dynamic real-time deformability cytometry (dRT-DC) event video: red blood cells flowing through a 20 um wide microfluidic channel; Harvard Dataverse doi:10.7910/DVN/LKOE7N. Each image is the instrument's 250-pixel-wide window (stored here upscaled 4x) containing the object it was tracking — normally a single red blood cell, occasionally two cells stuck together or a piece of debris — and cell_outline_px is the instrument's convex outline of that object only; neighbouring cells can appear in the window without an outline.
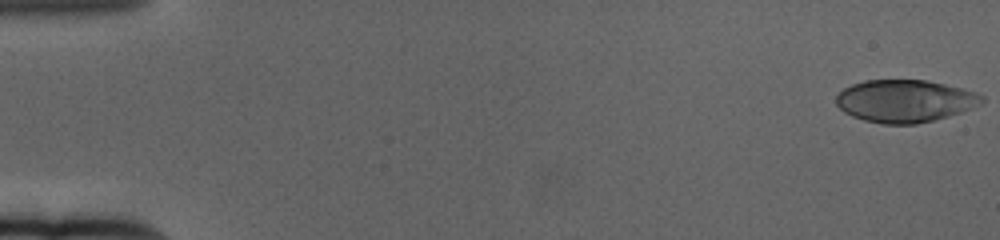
{"species": "human", "species_latin": "Homo sapiens", "temperature_condition": "cold", "stored_images_in_passage": 61, "camera_frame_rate_fps": 3000, "um_per_image_px": 0.085, "donor": {"sex": "female"}, "frame": {"image": 1, "passage_image": 1, "time_ms": 0.0, "image_size_px": [1000, 240], "cell_outline_px": [[984, 104], [948, 116], [916, 124], [884, 124], [864, 120], [852, 116], [844, 112], [836, 104], [836, 96], [844, 88], [852, 84], [864, 80], [924, 80], [944, 84], [976, 92], [984, 96]], "centroid_in_image_um": [76.92, 8.58], "position_along_channel_um": 8.1, "area_um2": 36.01}}
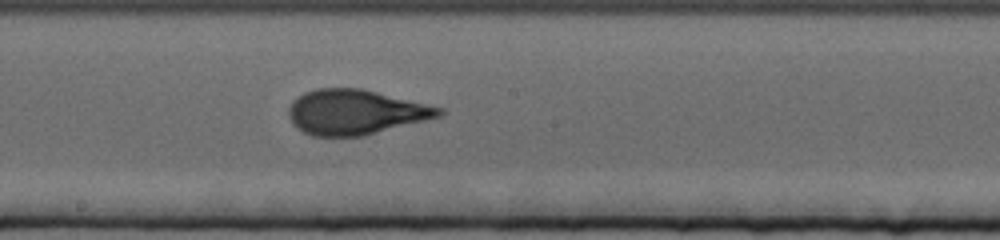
{"frame": {"image": 2, "passage_image": 34, "time_ms": 11.0, "image_size_px": [1000, 240], "cell_outline_px": [[444, 112], [440, 116], [364, 136], [312, 136], [296, 128], [292, 124], [288, 116], [288, 108], [292, 100], [296, 96], [304, 92], [316, 88], [360, 88], [444, 108]], "centroid_in_image_um": [30.15, 9.53], "position_along_channel_um": 218.0, "area_um2": 39.42}}
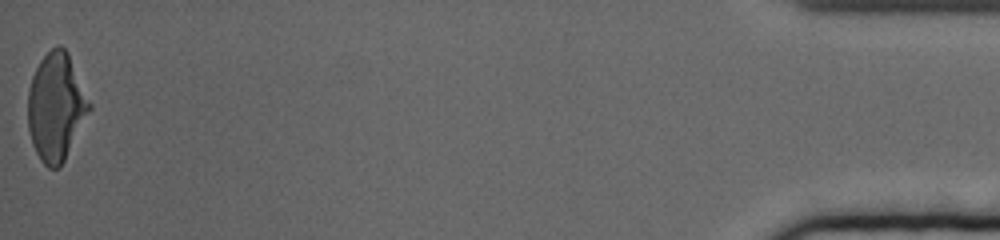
{"frame": {"image": 3, "passage_image": 61, "time_ms": 20.0, "image_size_px": [1000, 240], "cell_outline_px": [[92, 108], [60, 168], [48, 168], [40, 160], [32, 144], [28, 128], [28, 88], [32, 76], [40, 60], [56, 44], [60, 44], [68, 52], [92, 104]], "centroid_in_image_um": [4.77, 9.08], "position_along_channel_um": 430.4, "area_um2": 38.78}, "authors_computed_cell_mechanics": {"area_um2": 38.2636, "velocity_mm_per_s": 3.3527, "shape_relaxation_time_tau1_ms": 4.4658, "shape_relaxation_time_tau2_ms": 0.9166, "deformation_change_tau1": 0.1988, "deformation_change_tau2": 0.0647}}